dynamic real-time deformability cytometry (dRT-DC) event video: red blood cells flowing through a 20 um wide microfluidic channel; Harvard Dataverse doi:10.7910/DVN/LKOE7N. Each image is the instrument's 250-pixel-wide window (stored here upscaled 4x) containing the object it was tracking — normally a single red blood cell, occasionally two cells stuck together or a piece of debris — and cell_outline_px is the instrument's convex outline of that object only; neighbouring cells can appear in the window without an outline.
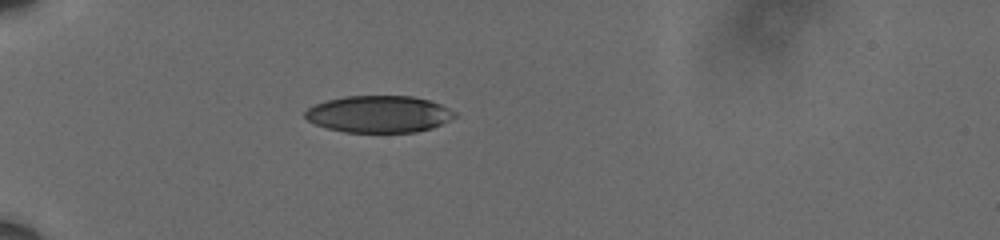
{"species": "human", "species_latin": "Homo sapiens", "temperature_condition": "cold", "stored_images_in_passage": 41, "camera_frame_rate_fps": 3000, "um_per_image_px": 0.085, "donor": {"sex": "male"}, "frame": {"image": 1, "passage_image": 1, "time_ms": 0.0, "image_size_px": [1000, 240], "cell_outline_px": [[456, 116], [432, 128], [416, 132], [344, 132], [328, 128], [316, 124], [308, 120], [304, 116], [304, 112], [308, 108], [316, 104], [328, 100], [344, 96], [412, 96], [428, 100], [440, 104], [456, 112]], "centroid_in_image_um": [32.2, 9.7], "position_along_channel_um": 52.8, "area_um2": 31.96}}
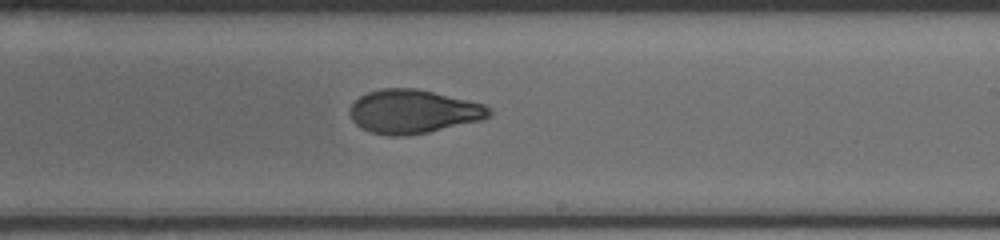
{"frame": {"image": 2, "passage_image": 20, "time_ms": 6.333, "image_size_px": [1000, 240], "cell_outline_px": [[492, 112], [488, 116], [480, 120], [428, 132], [404, 136], [388, 136], [372, 132], [360, 128], [352, 120], [352, 104], [360, 96], [368, 92], [384, 88], [416, 88], [484, 104], [492, 108]], "centroid_in_image_um": [35.13, 9.48], "position_along_channel_um": 253.9, "area_um2": 35.08}}
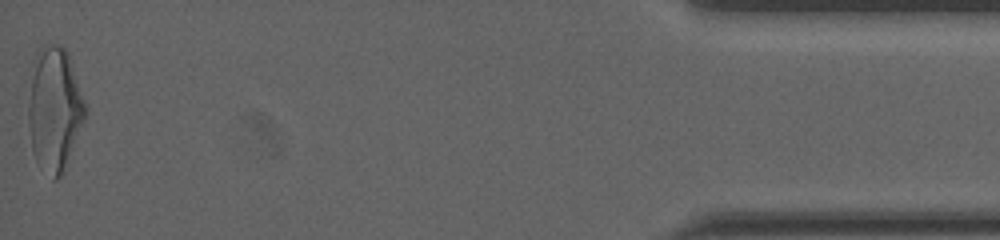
{"frame": {"image": 3, "passage_image": 41, "time_ms": 13.333, "image_size_px": [1000, 240], "cell_outline_px": [[88, 104], [84, 120], [68, 164], [60, 176], [56, 180], [52, 180], [36, 164], [32, 148], [28, 120], [28, 104], [32, 60], [36, 52], [44, 44], [60, 44], [68, 52]], "centroid_in_image_um": [4.64, 9.26], "position_along_channel_um": 430.6, "area_um2": 42.19}, "authors_computed_cell_mechanics": {"area_um2": 35.6626, "velocity_mm_per_s": 3.6072, "shape_relaxation_time_tau1_ms": 6.5934, "shape_relaxation_time_tau2_ms": 1.6233, "deformation_change_tau1": 0.2063, "deformation_change_tau2": 0.0743}}